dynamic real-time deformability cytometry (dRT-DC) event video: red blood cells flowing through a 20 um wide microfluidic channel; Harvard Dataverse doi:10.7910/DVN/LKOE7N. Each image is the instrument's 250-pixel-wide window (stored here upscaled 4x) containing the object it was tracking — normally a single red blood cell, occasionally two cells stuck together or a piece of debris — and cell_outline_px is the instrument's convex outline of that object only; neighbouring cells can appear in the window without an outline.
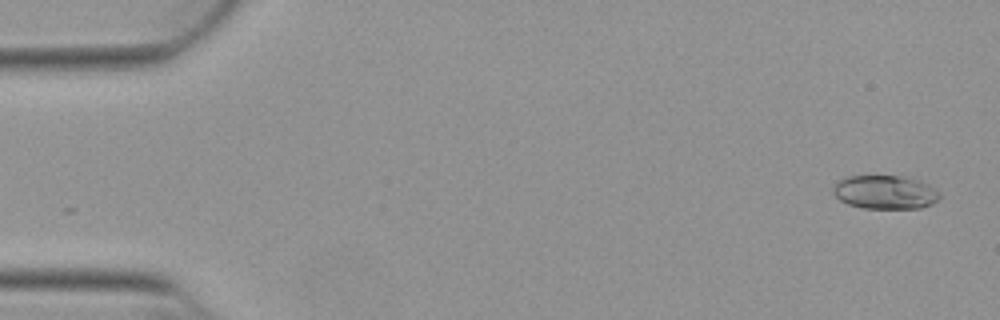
{"species": "Egyptian fruit bat (a non-hibernating species)", "species_latin": "Rousettus aegyptiacus", "temperature_condition": "warm", "stored_images_in_passage": 52, "camera_frame_rate_fps": 3000, "um_per_image_px": 0.085, "animal": {"sex": "female"}, "frame": {"image": 1, "passage_image": 2, "time_ms": 0.333, "image_size_px": [1000, 320], "cell_outline_px": [[940, 196], [932, 204], [920, 208], [864, 208], [848, 204], [840, 200], [832, 192], [832, 188], [840, 180], [848, 176], [900, 176], [916, 180], [928, 184]], "centroid_in_image_um": [75.19, 16.34], "position_along_channel_um": 9.8, "area_um2": 20.52}}
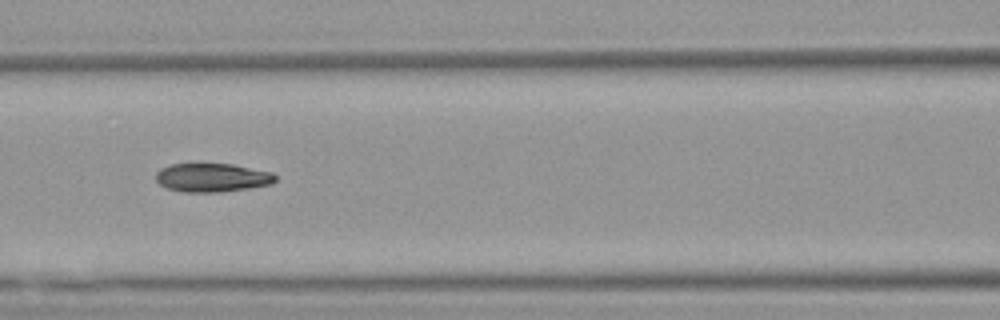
{"frame": {"image": 2, "passage_image": 23, "time_ms": 7.333, "image_size_px": [1000, 320], "cell_outline_px": [[276, 180], [272, 184], [248, 188], [220, 192], [184, 192], [168, 188], [160, 184], [156, 180], [156, 172], [160, 168], [172, 164], [232, 164], [272, 172], [276, 176]], "centroid_in_image_um": [18.04, 15.09], "position_along_channel_um": 148.6, "area_um2": 19.88}}
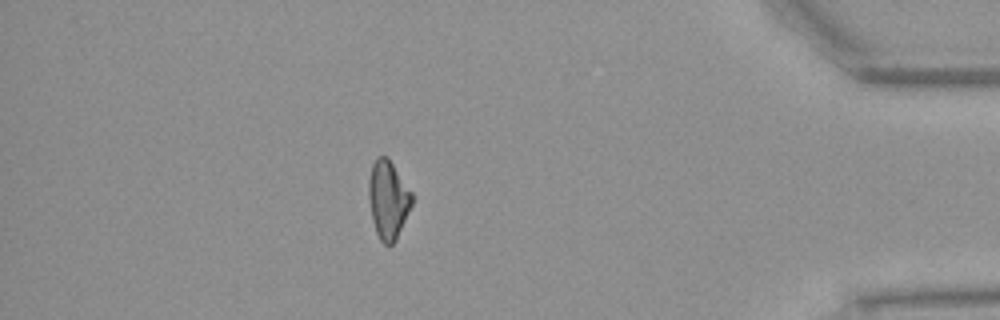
{"frame": {"image": 3, "passage_image": 46, "time_ms": 15.0, "image_size_px": [1000, 320], "cell_outline_px": [[412, 204], [396, 240], [392, 244], [384, 244], [380, 240], [376, 232], [372, 220], [368, 196], [368, 180], [372, 164], [376, 156], [388, 156], [412, 192]], "centroid_in_image_um": [32.97, 16.93], "position_along_channel_um": 402.2, "area_um2": 19.83}, "authors_computed_cell_mechanics": {"area_um2": 20.3456, "velocity_mm_per_s": 3.8846, "shape_relaxation_time_tau1_ms": 8.9266, "shape_relaxation_time_tau2_ms": 2.8821, "deformation_change_tau1": 0.2235, "deformation_change_tau2": 0.092}}